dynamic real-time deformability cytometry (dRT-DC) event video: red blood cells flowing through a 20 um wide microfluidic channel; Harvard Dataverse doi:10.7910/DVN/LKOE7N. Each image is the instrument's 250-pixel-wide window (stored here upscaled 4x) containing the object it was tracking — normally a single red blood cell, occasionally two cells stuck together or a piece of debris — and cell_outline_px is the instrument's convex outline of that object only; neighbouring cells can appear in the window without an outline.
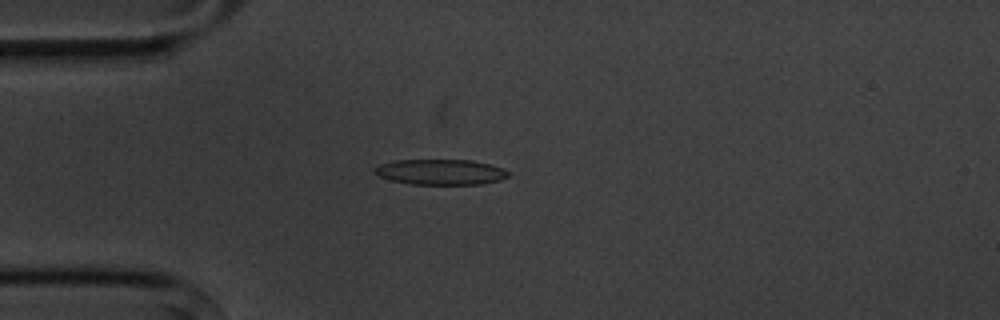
{"species": "common noctule bat (a hibernating species)", "species_latin": "Nyctalus noctula", "temperature_condition": "cold", "stored_images_in_passage": 5, "camera_frame_rate_fps": 3000, "um_per_image_px": 0.085, "animal": {"sex": "male", "body_mass_g": 20.1, "forearm_length_mm": 53.5}, "frame": {"image": 1, "passage_image": 4, "time_ms": 3.667, "image_size_px": [1000, 320], "cell_outline_px": [[508, 176], [496, 180], [480, 184], [412, 184], [392, 180], [380, 176], [372, 172], [372, 168], [380, 164], [396, 160], [472, 160], [488, 164], [500, 168], [508, 172]], "centroid_in_image_um": [37.37, 14.61], "position_along_channel_um": 47.6, "area_um2": 19.54}}